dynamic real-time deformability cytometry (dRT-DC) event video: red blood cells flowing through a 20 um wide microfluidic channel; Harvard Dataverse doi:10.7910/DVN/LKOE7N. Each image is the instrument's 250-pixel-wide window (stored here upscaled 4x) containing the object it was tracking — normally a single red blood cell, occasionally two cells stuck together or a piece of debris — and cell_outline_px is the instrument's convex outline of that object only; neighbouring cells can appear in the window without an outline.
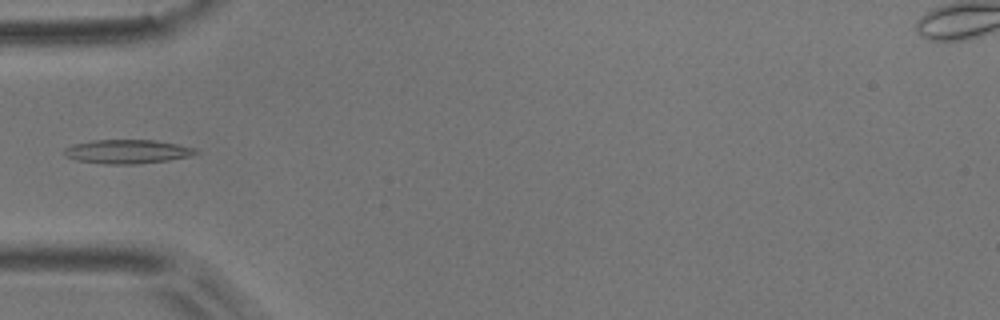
{"species": "common noctule bat (a hibernating species)", "species_latin": "Nyctalus noctula", "temperature_condition": "room temperature", "stored_images_in_passage": 2, "camera_frame_rate_fps": 3000, "um_per_image_px": 0.085, "animal": {"sex": "male", "body_mass_g": 17.9}, "frame": {"image": 1, "passage_image": 2, "time_ms": 0.333, "image_size_px": [1000, 320], "cell_outline_px": [[200, 152], [188, 156], [168, 160], [136, 164], [104, 164], [76, 160], [64, 156], [64, 148], [72, 144], [92, 140], [152, 140], [176, 144], [196, 148]], "centroid_in_image_um": [10.77, 12.88], "position_along_channel_um": 74.2, "area_um2": 18.32}}